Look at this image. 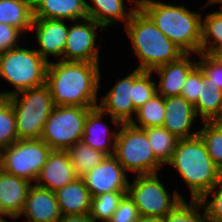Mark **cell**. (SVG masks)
Masks as SVG:
<instances>
[{"label":"cell","instance_id":"obj_1","mask_svg":"<svg viewBox=\"0 0 222 222\" xmlns=\"http://www.w3.org/2000/svg\"><path fill=\"white\" fill-rule=\"evenodd\" d=\"M100 69L97 63L50 61L45 84L51 93L53 105L97 107Z\"/></svg>","mask_w":222,"mask_h":222},{"label":"cell","instance_id":"obj_2","mask_svg":"<svg viewBox=\"0 0 222 222\" xmlns=\"http://www.w3.org/2000/svg\"><path fill=\"white\" fill-rule=\"evenodd\" d=\"M124 28L140 62L137 69L152 72L185 54L156 27L141 8L135 9Z\"/></svg>","mask_w":222,"mask_h":222},{"label":"cell","instance_id":"obj_3","mask_svg":"<svg viewBox=\"0 0 222 222\" xmlns=\"http://www.w3.org/2000/svg\"><path fill=\"white\" fill-rule=\"evenodd\" d=\"M190 190L191 198L199 200L221 178L222 172L211 160L203 139L197 135L178 139L170 161Z\"/></svg>","mask_w":222,"mask_h":222},{"label":"cell","instance_id":"obj_4","mask_svg":"<svg viewBox=\"0 0 222 222\" xmlns=\"http://www.w3.org/2000/svg\"><path fill=\"white\" fill-rule=\"evenodd\" d=\"M156 27L185 54H200L202 14L183 5L151 0L141 7Z\"/></svg>","mask_w":222,"mask_h":222},{"label":"cell","instance_id":"obj_5","mask_svg":"<svg viewBox=\"0 0 222 222\" xmlns=\"http://www.w3.org/2000/svg\"><path fill=\"white\" fill-rule=\"evenodd\" d=\"M48 63L35 49L24 46L0 53V77L15 88L0 92V97L44 85Z\"/></svg>","mask_w":222,"mask_h":222},{"label":"cell","instance_id":"obj_6","mask_svg":"<svg viewBox=\"0 0 222 222\" xmlns=\"http://www.w3.org/2000/svg\"><path fill=\"white\" fill-rule=\"evenodd\" d=\"M8 98L16 116L18 140L40 139L55 107L48 86L26 89Z\"/></svg>","mask_w":222,"mask_h":222},{"label":"cell","instance_id":"obj_7","mask_svg":"<svg viewBox=\"0 0 222 222\" xmlns=\"http://www.w3.org/2000/svg\"><path fill=\"white\" fill-rule=\"evenodd\" d=\"M114 156L127 172L137 175L157 173L162 163L155 157L144 129L121 123Z\"/></svg>","mask_w":222,"mask_h":222},{"label":"cell","instance_id":"obj_8","mask_svg":"<svg viewBox=\"0 0 222 222\" xmlns=\"http://www.w3.org/2000/svg\"><path fill=\"white\" fill-rule=\"evenodd\" d=\"M91 107L55 106L47 119L42 139L51 149L67 150L81 141Z\"/></svg>","mask_w":222,"mask_h":222},{"label":"cell","instance_id":"obj_9","mask_svg":"<svg viewBox=\"0 0 222 222\" xmlns=\"http://www.w3.org/2000/svg\"><path fill=\"white\" fill-rule=\"evenodd\" d=\"M51 150L42 139L17 140L0 150V168L36 182Z\"/></svg>","mask_w":222,"mask_h":222},{"label":"cell","instance_id":"obj_10","mask_svg":"<svg viewBox=\"0 0 222 222\" xmlns=\"http://www.w3.org/2000/svg\"><path fill=\"white\" fill-rule=\"evenodd\" d=\"M127 194L141 216L161 218L184 199L177 190L173 195L168 193L156 173L137 175L132 184L129 182Z\"/></svg>","mask_w":222,"mask_h":222},{"label":"cell","instance_id":"obj_11","mask_svg":"<svg viewBox=\"0 0 222 222\" xmlns=\"http://www.w3.org/2000/svg\"><path fill=\"white\" fill-rule=\"evenodd\" d=\"M69 26L64 49L65 61H81L99 64V47L96 45L98 28L104 29L93 19L73 21Z\"/></svg>","mask_w":222,"mask_h":222},{"label":"cell","instance_id":"obj_12","mask_svg":"<svg viewBox=\"0 0 222 222\" xmlns=\"http://www.w3.org/2000/svg\"><path fill=\"white\" fill-rule=\"evenodd\" d=\"M143 72L136 68L126 77L118 80L97 105L106 116H110L117 129L121 123H131L134 119L132 115H136L137 110L130 100L132 99V85Z\"/></svg>","mask_w":222,"mask_h":222},{"label":"cell","instance_id":"obj_13","mask_svg":"<svg viewBox=\"0 0 222 222\" xmlns=\"http://www.w3.org/2000/svg\"><path fill=\"white\" fill-rule=\"evenodd\" d=\"M91 197L107 192H127L129 180L127 172L114 155L106 158L81 177Z\"/></svg>","mask_w":222,"mask_h":222},{"label":"cell","instance_id":"obj_14","mask_svg":"<svg viewBox=\"0 0 222 222\" xmlns=\"http://www.w3.org/2000/svg\"><path fill=\"white\" fill-rule=\"evenodd\" d=\"M66 20L33 18L31 31L35 30L39 48L35 50L47 62L48 56L64 60V49L67 42L69 26Z\"/></svg>","mask_w":222,"mask_h":222},{"label":"cell","instance_id":"obj_15","mask_svg":"<svg viewBox=\"0 0 222 222\" xmlns=\"http://www.w3.org/2000/svg\"><path fill=\"white\" fill-rule=\"evenodd\" d=\"M194 105L181 95L165 98V119L163 127L178 139H188L199 134L198 131L190 132L197 119Z\"/></svg>","mask_w":222,"mask_h":222},{"label":"cell","instance_id":"obj_16","mask_svg":"<svg viewBox=\"0 0 222 222\" xmlns=\"http://www.w3.org/2000/svg\"><path fill=\"white\" fill-rule=\"evenodd\" d=\"M78 178L66 150L52 149L41 169L36 185L56 192Z\"/></svg>","mask_w":222,"mask_h":222},{"label":"cell","instance_id":"obj_17","mask_svg":"<svg viewBox=\"0 0 222 222\" xmlns=\"http://www.w3.org/2000/svg\"><path fill=\"white\" fill-rule=\"evenodd\" d=\"M21 215L26 222H56L61 217L56 193L32 184Z\"/></svg>","mask_w":222,"mask_h":222},{"label":"cell","instance_id":"obj_18","mask_svg":"<svg viewBox=\"0 0 222 222\" xmlns=\"http://www.w3.org/2000/svg\"><path fill=\"white\" fill-rule=\"evenodd\" d=\"M191 54H184L178 60L169 62L152 71L159 76L156 84L157 93L164 98L181 95V90L189 72L198 64L190 59Z\"/></svg>","mask_w":222,"mask_h":222},{"label":"cell","instance_id":"obj_19","mask_svg":"<svg viewBox=\"0 0 222 222\" xmlns=\"http://www.w3.org/2000/svg\"><path fill=\"white\" fill-rule=\"evenodd\" d=\"M106 115L98 107L93 108L87 115L81 141L105 153L107 156L114 155L115 142L118 130L110 131L108 123L103 122ZM112 141V142H111Z\"/></svg>","mask_w":222,"mask_h":222},{"label":"cell","instance_id":"obj_20","mask_svg":"<svg viewBox=\"0 0 222 222\" xmlns=\"http://www.w3.org/2000/svg\"><path fill=\"white\" fill-rule=\"evenodd\" d=\"M32 183L0 168V201L6 214L13 219L21 216Z\"/></svg>","mask_w":222,"mask_h":222},{"label":"cell","instance_id":"obj_21","mask_svg":"<svg viewBox=\"0 0 222 222\" xmlns=\"http://www.w3.org/2000/svg\"><path fill=\"white\" fill-rule=\"evenodd\" d=\"M86 0H32L33 18L67 21L88 18Z\"/></svg>","mask_w":222,"mask_h":222},{"label":"cell","instance_id":"obj_22","mask_svg":"<svg viewBox=\"0 0 222 222\" xmlns=\"http://www.w3.org/2000/svg\"><path fill=\"white\" fill-rule=\"evenodd\" d=\"M55 193L61 215H83L90 212L92 197L82 178H76Z\"/></svg>","mask_w":222,"mask_h":222},{"label":"cell","instance_id":"obj_23","mask_svg":"<svg viewBox=\"0 0 222 222\" xmlns=\"http://www.w3.org/2000/svg\"><path fill=\"white\" fill-rule=\"evenodd\" d=\"M89 2H92V5L86 3L88 18L93 19L104 30L119 20L125 22V26L136 9L131 7L129 11H125V6H129L125 5L126 0H89Z\"/></svg>","mask_w":222,"mask_h":222},{"label":"cell","instance_id":"obj_24","mask_svg":"<svg viewBox=\"0 0 222 222\" xmlns=\"http://www.w3.org/2000/svg\"><path fill=\"white\" fill-rule=\"evenodd\" d=\"M0 23L11 25L22 33L31 31L32 0H0Z\"/></svg>","mask_w":222,"mask_h":222},{"label":"cell","instance_id":"obj_25","mask_svg":"<svg viewBox=\"0 0 222 222\" xmlns=\"http://www.w3.org/2000/svg\"><path fill=\"white\" fill-rule=\"evenodd\" d=\"M200 53L222 54V9L209 13L204 20L202 17Z\"/></svg>","mask_w":222,"mask_h":222},{"label":"cell","instance_id":"obj_26","mask_svg":"<svg viewBox=\"0 0 222 222\" xmlns=\"http://www.w3.org/2000/svg\"><path fill=\"white\" fill-rule=\"evenodd\" d=\"M196 114L202 122H214L222 112V90L210 85L203 73V91L194 105Z\"/></svg>","mask_w":222,"mask_h":222},{"label":"cell","instance_id":"obj_27","mask_svg":"<svg viewBox=\"0 0 222 222\" xmlns=\"http://www.w3.org/2000/svg\"><path fill=\"white\" fill-rule=\"evenodd\" d=\"M66 151L69 154L75 174L79 178L99 165L107 156L105 153L93 149L82 141L76 142Z\"/></svg>","mask_w":222,"mask_h":222},{"label":"cell","instance_id":"obj_28","mask_svg":"<svg viewBox=\"0 0 222 222\" xmlns=\"http://www.w3.org/2000/svg\"><path fill=\"white\" fill-rule=\"evenodd\" d=\"M135 117L137 120L131 121L135 127L141 129L162 127L165 119V98L158 93L154 94L143 106L137 109Z\"/></svg>","mask_w":222,"mask_h":222},{"label":"cell","instance_id":"obj_29","mask_svg":"<svg viewBox=\"0 0 222 222\" xmlns=\"http://www.w3.org/2000/svg\"><path fill=\"white\" fill-rule=\"evenodd\" d=\"M144 130L155 157L167 166L175 150L178 138L163 126L144 128Z\"/></svg>","mask_w":222,"mask_h":222},{"label":"cell","instance_id":"obj_30","mask_svg":"<svg viewBox=\"0 0 222 222\" xmlns=\"http://www.w3.org/2000/svg\"><path fill=\"white\" fill-rule=\"evenodd\" d=\"M127 192H107L91 198L90 217L96 222H108Z\"/></svg>","mask_w":222,"mask_h":222},{"label":"cell","instance_id":"obj_31","mask_svg":"<svg viewBox=\"0 0 222 222\" xmlns=\"http://www.w3.org/2000/svg\"><path fill=\"white\" fill-rule=\"evenodd\" d=\"M203 123L198 135L203 139L211 160L222 172V124L216 121Z\"/></svg>","mask_w":222,"mask_h":222},{"label":"cell","instance_id":"obj_32","mask_svg":"<svg viewBox=\"0 0 222 222\" xmlns=\"http://www.w3.org/2000/svg\"><path fill=\"white\" fill-rule=\"evenodd\" d=\"M18 140L16 116L8 97H0V150Z\"/></svg>","mask_w":222,"mask_h":222},{"label":"cell","instance_id":"obj_33","mask_svg":"<svg viewBox=\"0 0 222 222\" xmlns=\"http://www.w3.org/2000/svg\"><path fill=\"white\" fill-rule=\"evenodd\" d=\"M201 208L203 214H200ZM163 220L164 222H209L203 205L196 199H190V203H186L183 199L163 217Z\"/></svg>","mask_w":222,"mask_h":222},{"label":"cell","instance_id":"obj_34","mask_svg":"<svg viewBox=\"0 0 222 222\" xmlns=\"http://www.w3.org/2000/svg\"><path fill=\"white\" fill-rule=\"evenodd\" d=\"M152 72L144 71L132 85L131 102L137 110L157 93L156 82L152 81Z\"/></svg>","mask_w":222,"mask_h":222},{"label":"cell","instance_id":"obj_35","mask_svg":"<svg viewBox=\"0 0 222 222\" xmlns=\"http://www.w3.org/2000/svg\"><path fill=\"white\" fill-rule=\"evenodd\" d=\"M211 200H207L209 196ZM209 222H222V178L200 199Z\"/></svg>","mask_w":222,"mask_h":222},{"label":"cell","instance_id":"obj_36","mask_svg":"<svg viewBox=\"0 0 222 222\" xmlns=\"http://www.w3.org/2000/svg\"><path fill=\"white\" fill-rule=\"evenodd\" d=\"M198 57V64L209 84L222 90V58L202 53L198 54Z\"/></svg>","mask_w":222,"mask_h":222},{"label":"cell","instance_id":"obj_37","mask_svg":"<svg viewBox=\"0 0 222 222\" xmlns=\"http://www.w3.org/2000/svg\"><path fill=\"white\" fill-rule=\"evenodd\" d=\"M203 91V70L197 64L188 74L181 90V96L195 105L199 95Z\"/></svg>","mask_w":222,"mask_h":222},{"label":"cell","instance_id":"obj_38","mask_svg":"<svg viewBox=\"0 0 222 222\" xmlns=\"http://www.w3.org/2000/svg\"><path fill=\"white\" fill-rule=\"evenodd\" d=\"M139 211L134 201L126 194L108 222H137Z\"/></svg>","mask_w":222,"mask_h":222},{"label":"cell","instance_id":"obj_39","mask_svg":"<svg viewBox=\"0 0 222 222\" xmlns=\"http://www.w3.org/2000/svg\"><path fill=\"white\" fill-rule=\"evenodd\" d=\"M20 35L23 34L19 29L0 23V53L19 47Z\"/></svg>","mask_w":222,"mask_h":222},{"label":"cell","instance_id":"obj_40","mask_svg":"<svg viewBox=\"0 0 222 222\" xmlns=\"http://www.w3.org/2000/svg\"><path fill=\"white\" fill-rule=\"evenodd\" d=\"M56 222H94L90 214L83 215H61Z\"/></svg>","mask_w":222,"mask_h":222},{"label":"cell","instance_id":"obj_41","mask_svg":"<svg viewBox=\"0 0 222 222\" xmlns=\"http://www.w3.org/2000/svg\"><path fill=\"white\" fill-rule=\"evenodd\" d=\"M137 222H164L161 217H153V216H139Z\"/></svg>","mask_w":222,"mask_h":222},{"label":"cell","instance_id":"obj_42","mask_svg":"<svg viewBox=\"0 0 222 222\" xmlns=\"http://www.w3.org/2000/svg\"><path fill=\"white\" fill-rule=\"evenodd\" d=\"M132 4L134 7L136 8H141L143 5H145L146 3L150 2L151 0H128Z\"/></svg>","mask_w":222,"mask_h":222},{"label":"cell","instance_id":"obj_43","mask_svg":"<svg viewBox=\"0 0 222 222\" xmlns=\"http://www.w3.org/2000/svg\"><path fill=\"white\" fill-rule=\"evenodd\" d=\"M217 3H221L220 7L222 8V0H207L204 6L208 7L209 5L217 4Z\"/></svg>","mask_w":222,"mask_h":222},{"label":"cell","instance_id":"obj_44","mask_svg":"<svg viewBox=\"0 0 222 222\" xmlns=\"http://www.w3.org/2000/svg\"><path fill=\"white\" fill-rule=\"evenodd\" d=\"M5 217V216H7V217H9L7 214H6V212L4 211V209H3V206H2V203H1V201H0V217Z\"/></svg>","mask_w":222,"mask_h":222},{"label":"cell","instance_id":"obj_45","mask_svg":"<svg viewBox=\"0 0 222 222\" xmlns=\"http://www.w3.org/2000/svg\"><path fill=\"white\" fill-rule=\"evenodd\" d=\"M218 123H221L222 124V112H221V115H220V118L216 121Z\"/></svg>","mask_w":222,"mask_h":222},{"label":"cell","instance_id":"obj_46","mask_svg":"<svg viewBox=\"0 0 222 222\" xmlns=\"http://www.w3.org/2000/svg\"><path fill=\"white\" fill-rule=\"evenodd\" d=\"M0 222H8V221H6V219H4L3 217H0Z\"/></svg>","mask_w":222,"mask_h":222}]
</instances>
